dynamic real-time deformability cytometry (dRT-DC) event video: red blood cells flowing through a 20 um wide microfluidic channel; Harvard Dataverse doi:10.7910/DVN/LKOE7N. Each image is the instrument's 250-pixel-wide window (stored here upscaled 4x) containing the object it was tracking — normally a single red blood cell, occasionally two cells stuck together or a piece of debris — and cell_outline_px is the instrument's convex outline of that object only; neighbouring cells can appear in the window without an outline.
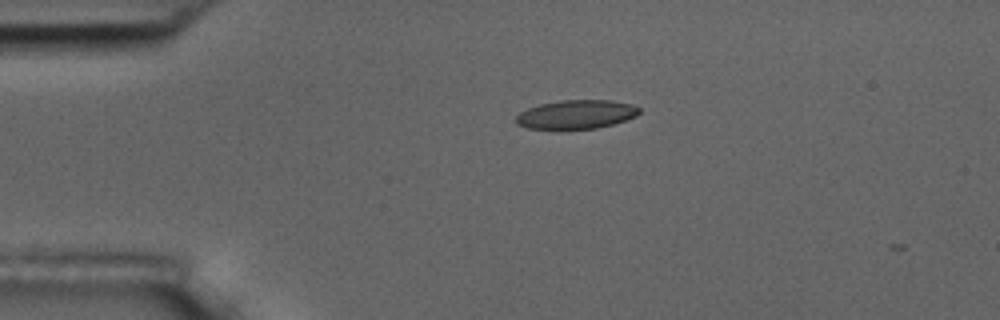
{"species": "common noctule bat (a hibernating species)", "species_latin": "Nyctalus noctula", "temperature_condition": "room temperature", "stored_images_in_passage": 2, "camera_frame_rate_fps": 3000, "um_per_image_px": 0.085, "animal": {"sex": "male", "body_mass_g": 17.5, "forearm_length_mm": 52.3}, "frame": {"image": 1, "passage_image": 1, "time_ms": 0.0, "image_size_px": [1000, 320], "cell_outline_px": [[640, 112], [636, 116], [612, 124], [596, 128], [528, 128], [516, 124], [516, 116], [520, 112], [528, 108], [540, 104], [560, 100], [612, 100], [632, 104], [640, 108]], "centroid_in_image_um": [48.99, 9.7], "position_along_channel_um": 36.0, "area_um2": 20.46}}